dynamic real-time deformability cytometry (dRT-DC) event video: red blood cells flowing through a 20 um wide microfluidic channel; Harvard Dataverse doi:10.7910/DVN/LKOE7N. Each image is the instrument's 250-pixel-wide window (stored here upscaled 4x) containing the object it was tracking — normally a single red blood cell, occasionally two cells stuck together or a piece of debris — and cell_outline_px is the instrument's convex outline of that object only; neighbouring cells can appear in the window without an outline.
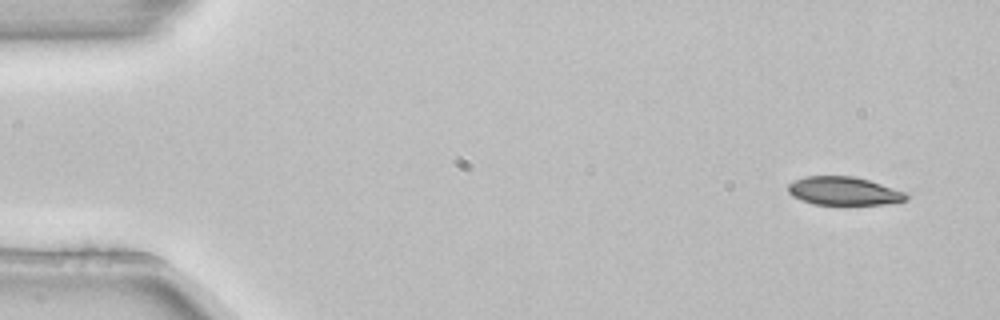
{"species": "common noctule bat (a hibernating species)", "species_latin": "Nyctalus noctula", "temperature_condition": "room temperature", "stored_images_in_passage": 4, "camera_frame_rate_fps": 3000, "um_per_image_px": 0.085, "animal": {"sex": "female", "body_mass_g": 22.7, "forearm_length_mm": 54.2}, "frame": {"image": 1, "passage_image": 1, "time_ms": 0.0, "image_size_px": [1000, 320], "cell_outline_px": [[908, 200], [884, 204], [812, 204], [800, 200], [792, 196], [788, 192], [788, 184], [804, 176], [852, 176], [868, 180], [904, 192], [908, 196]], "centroid_in_image_um": [71.68, 16.24], "position_along_channel_um": 13.3, "area_um2": 19.31}}
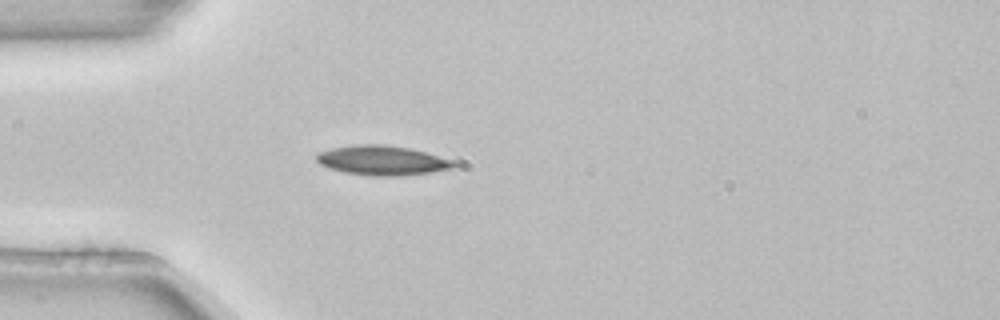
{"frame": {"image": 2, "passage_image": 4, "time_ms": 1.0, "image_size_px": [1000, 320], "cell_outline_px": [[456, 164], [452, 168], [428, 172], [396, 176], [372, 176], [344, 172], [328, 168], [320, 164], [316, 160], [316, 156], [320, 152], [332, 148], [356, 144], [384, 144], [408, 148], [424, 152], [452, 160]], "centroid_in_image_um": [32.43, 13.63], "position_along_channel_um": 52.6, "area_um2": 23.35}}